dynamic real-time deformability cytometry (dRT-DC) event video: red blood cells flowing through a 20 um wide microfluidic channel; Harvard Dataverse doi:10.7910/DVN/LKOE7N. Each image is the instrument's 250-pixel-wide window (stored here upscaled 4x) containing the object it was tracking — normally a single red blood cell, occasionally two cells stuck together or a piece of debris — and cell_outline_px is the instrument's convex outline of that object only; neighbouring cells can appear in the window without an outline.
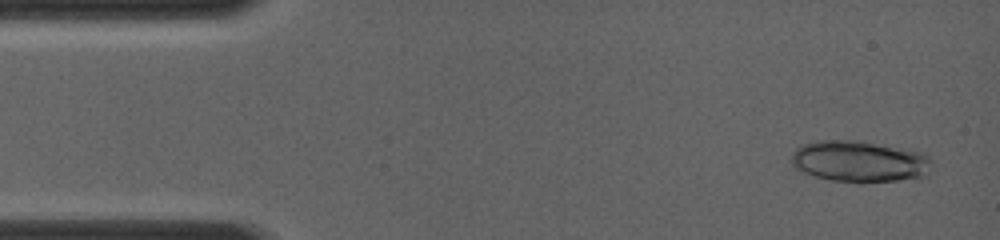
{"species": "common noctule bat (a hibernating species)", "species_latin": "Nyctalus noctula", "temperature_condition": "room temperature", "stored_images_in_passage": 5, "camera_frame_rate_fps": 4000, "um_per_image_px": 0.085, "animal": {"sex": "female", "body_mass_g": 19.0, "forearm_length_mm": 56.7}, "frame": {"image": 1, "passage_image": 1, "time_ms": 0.0, "image_size_px": [1000, 240], "cell_outline_px": [[932, 160], [928, 176], [896, 180], [860, 184], [832, 180], [816, 176], [804, 172], [796, 168], [792, 164], [792, 152], [796, 148], [804, 144], [816, 140], [860, 140], [924, 152]], "centroid_in_image_um": [73.09, 13.72], "position_along_channel_um": 11.9, "area_um2": 34.33}}